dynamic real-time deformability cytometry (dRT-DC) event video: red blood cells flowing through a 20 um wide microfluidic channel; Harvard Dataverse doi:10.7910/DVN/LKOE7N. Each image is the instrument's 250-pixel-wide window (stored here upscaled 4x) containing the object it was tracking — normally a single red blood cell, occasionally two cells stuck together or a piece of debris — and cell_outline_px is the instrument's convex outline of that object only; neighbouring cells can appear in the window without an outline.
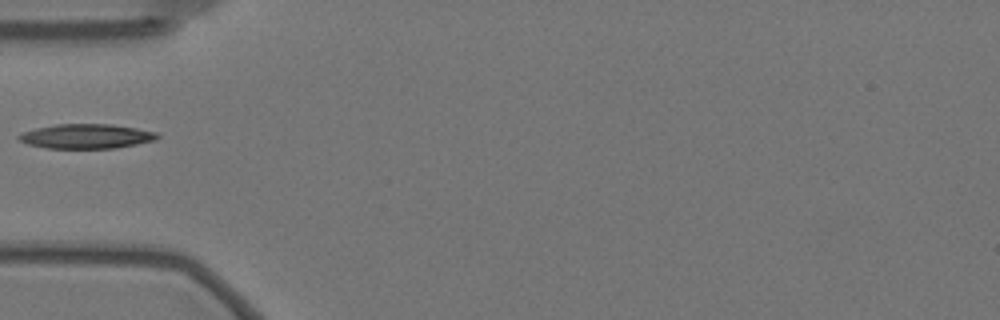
{"species": "Egyptian fruit bat (a non-hibernating species)", "species_latin": "Rousettus aegyptiacus", "temperature_condition": "warm", "stored_images_in_passage": 34, "camera_frame_rate_fps": 3000, "um_per_image_px": 0.085, "animal": {"sex": "female"}, "frame": {"image": 1, "passage_image": 1, "time_ms": 0.0, "image_size_px": [1000, 320], "cell_outline_px": [[160, 136], [156, 140], [116, 148], [48, 148], [28, 144], [20, 140], [16, 136], [24, 132], [36, 128], [56, 124], [112, 124], [136, 128], [156, 132]], "centroid_in_image_um": [7.36, 11.58], "position_along_channel_um": 77.6, "area_um2": 19.71}}
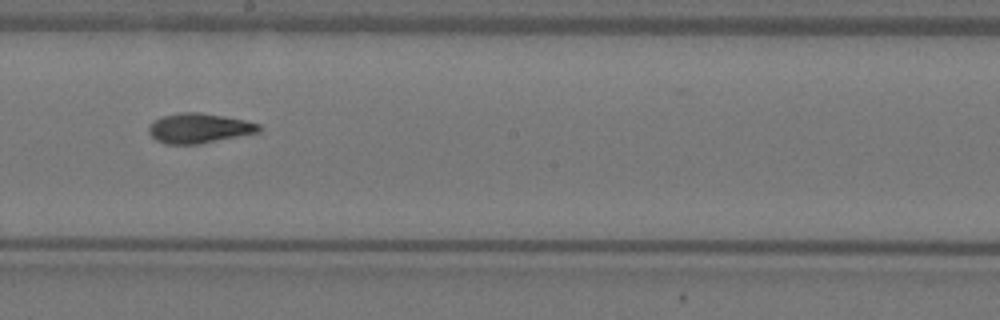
{"frame": {"image": 2, "passage_image": 14, "time_ms": 4.333, "image_size_px": [1000, 320], "cell_outline_px": [[260, 132], [200, 144], [164, 144], [156, 140], [148, 132], [148, 128], [156, 120], [164, 116], [180, 112], [200, 112], [224, 116], [244, 120], [260, 124]], "centroid_in_image_um": [16.93, 10.9], "position_along_channel_um": 231.3, "area_um2": 19.07}}
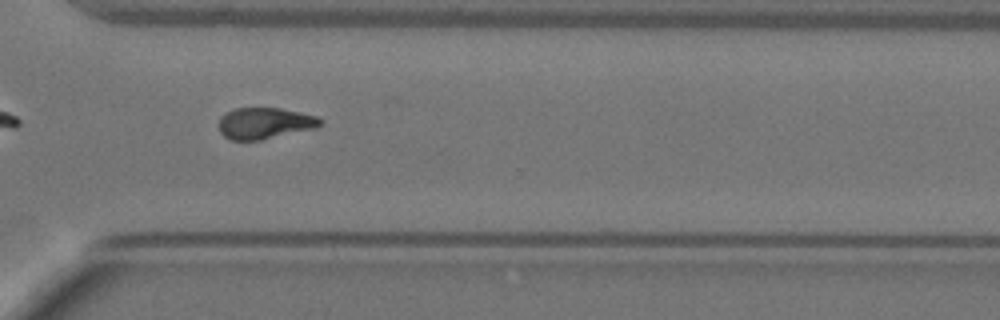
{"frame": {"image": 3, "passage_image": 24, "time_ms": 7.667, "image_size_px": [1000, 320], "cell_outline_px": [[324, 120], [316, 128], [260, 140], [232, 140], [224, 136], [220, 132], [220, 116], [236, 108], [280, 108], [316, 116]], "centroid_in_image_um": [22.51, 10.48], "position_along_channel_um": 348.1, "area_um2": 18.32}}